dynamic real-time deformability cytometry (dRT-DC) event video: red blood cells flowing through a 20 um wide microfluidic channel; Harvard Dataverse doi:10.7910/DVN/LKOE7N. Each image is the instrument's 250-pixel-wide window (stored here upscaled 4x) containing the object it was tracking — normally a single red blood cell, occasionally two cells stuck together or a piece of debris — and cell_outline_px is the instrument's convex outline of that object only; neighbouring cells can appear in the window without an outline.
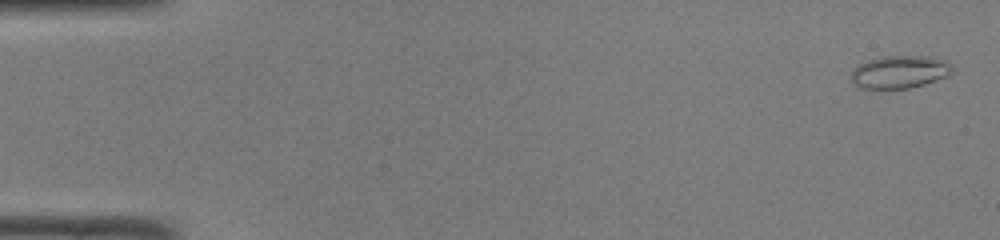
{"species": "common noctule bat (a hibernating species)", "species_latin": "Nyctalus noctula", "temperature_condition": "room temperature", "stored_images_in_passage": 46, "camera_frame_rate_fps": 3000, "um_per_image_px": 0.085, "animal": {"sex": "male", "body_mass_g": 19.0, "forearm_length_mm": 50.8}, "frame": {"image": 1, "passage_image": 2, "time_ms": 0.333, "image_size_px": [1000, 240], "cell_outline_px": [[952, 72], [948, 76], [924, 84], [908, 88], [860, 88], [852, 84], [852, 72], [860, 64], [868, 60], [884, 56], [928, 56], [944, 60], [952, 68]], "centroid_in_image_um": [76.47, 6.11], "position_along_channel_um": 8.5, "area_um2": 19.02}}
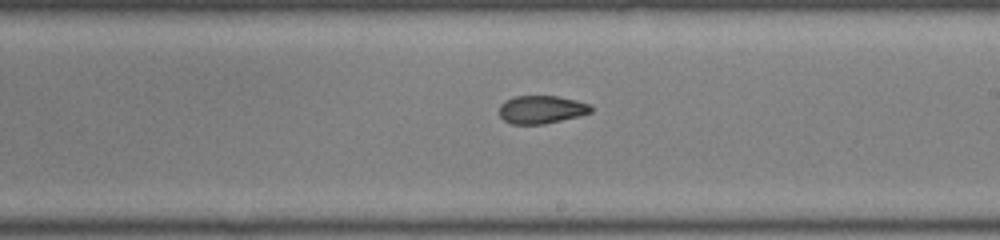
{"frame": {"image": 2, "passage_image": 30, "time_ms": 9.667, "image_size_px": [1000, 240], "cell_outline_px": [[592, 112], [580, 116], [544, 124], [512, 124], [504, 120], [500, 116], [500, 104], [504, 100], [512, 96], [556, 96], [576, 100], [592, 104]], "centroid_in_image_um": [46.03, 9.3], "position_along_channel_um": 243.0, "area_um2": 15.14}}
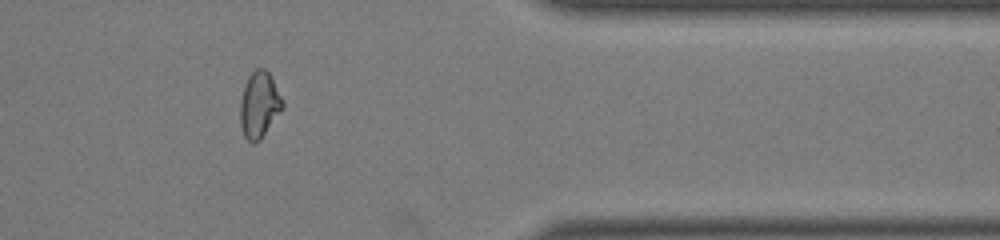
{"frame": {"image": 3, "passage_image": 42, "time_ms": 13.667, "image_size_px": [1000, 240], "cell_outline_px": [[284, 108], [260, 140], [256, 144], [252, 144], [244, 136], [240, 124], [240, 100], [248, 76], [256, 68], [264, 68], [272, 76], [284, 100]], "centroid_in_image_um": [22.06, 8.92], "position_along_channel_um": 389.3, "area_um2": 16.65}}